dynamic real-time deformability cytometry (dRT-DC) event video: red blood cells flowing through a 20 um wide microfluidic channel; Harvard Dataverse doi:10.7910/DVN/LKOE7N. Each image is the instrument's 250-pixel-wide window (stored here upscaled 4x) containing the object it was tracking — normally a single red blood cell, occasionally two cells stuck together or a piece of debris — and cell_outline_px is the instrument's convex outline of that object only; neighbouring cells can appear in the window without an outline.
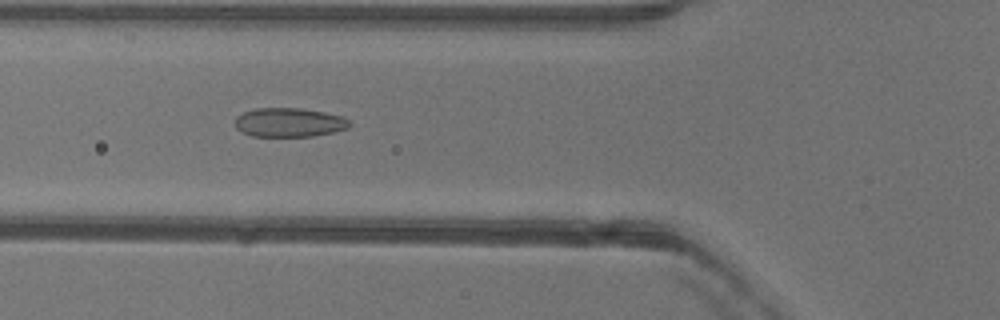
{"species": "common noctule bat (a hibernating species)", "species_latin": "Nyctalus noctula", "temperature_condition": "warm", "stored_images_in_passage": 52, "camera_frame_rate_fps": 3000, "um_per_image_px": 0.085, "animal": {"sex": "female"}, "frame": {"image": 1, "passage_image": 19, "time_ms": 6.0, "image_size_px": [1000, 320], "cell_outline_px": [[352, 124], [348, 128], [332, 132], [312, 136], [252, 136], [236, 128], [236, 116], [244, 112], [256, 108], [300, 108], [324, 112], [344, 116]], "centroid_in_image_um": [24.6, 10.4], "position_along_channel_um": 101.2, "area_um2": 19.31}}
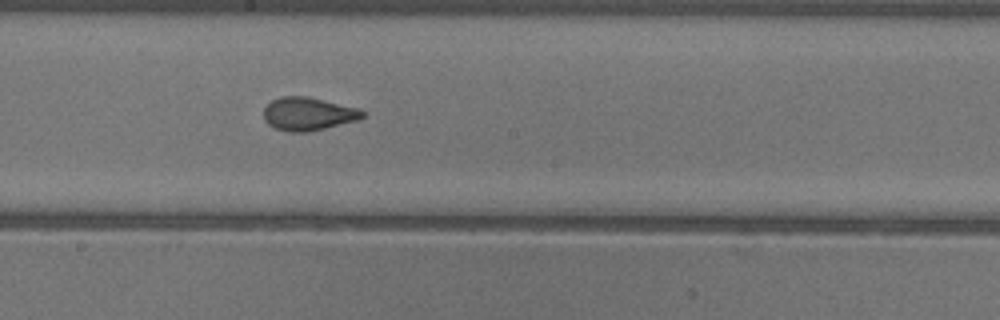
{"frame": {"image": 2, "passage_image": 28, "time_ms": 9.0, "image_size_px": [1000, 320], "cell_outline_px": [[364, 116], [360, 120], [308, 132], [288, 132], [276, 128], [268, 124], [264, 120], [264, 108], [272, 100], [280, 96], [308, 96], [360, 108], [364, 112]], "centroid_in_image_um": [26.22, 9.67], "position_along_channel_um": 222.0, "area_um2": 19.31}}
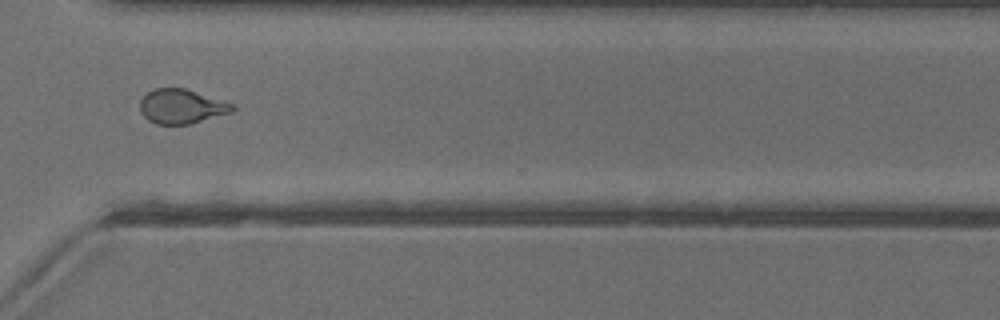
{"frame": {"image": 3, "passage_image": 38, "time_ms": 12.333, "image_size_px": [1000, 320], "cell_outline_px": [[236, 108], [232, 112], [188, 124], [156, 124], [148, 120], [140, 112], [140, 100], [152, 88], [184, 88], [236, 104]], "centroid_in_image_um": [15.44, 9.04], "position_along_channel_um": 355.2, "area_um2": 18.55}, "authors_computed_cell_mechanics": {"area_um2": 19.7965, "velocity_mm_per_s": 4.0049, "shape_relaxation_time_tau1_ms": 9.3897, "shape_relaxation_time_tau2_ms": 0.9717, "deformation_change_tau1": 0.1985, "deformation_change_tau2": 0.081}}